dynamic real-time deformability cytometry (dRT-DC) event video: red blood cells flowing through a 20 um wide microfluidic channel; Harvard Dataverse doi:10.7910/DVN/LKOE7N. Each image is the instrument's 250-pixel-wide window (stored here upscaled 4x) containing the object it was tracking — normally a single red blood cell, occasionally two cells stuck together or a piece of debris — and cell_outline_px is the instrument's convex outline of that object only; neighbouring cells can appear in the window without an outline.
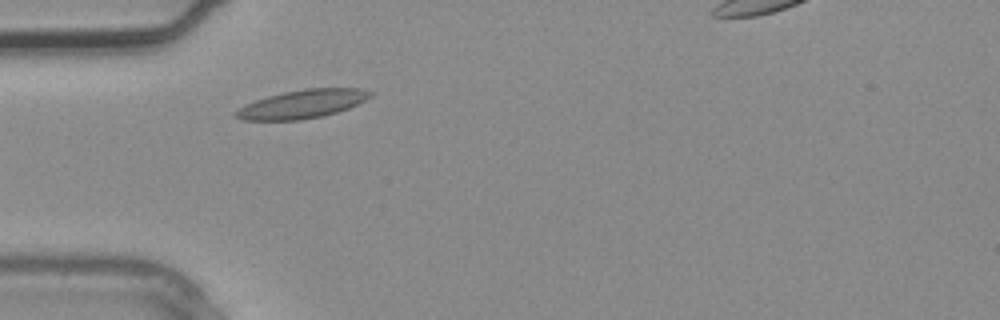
{"species": "common noctule bat (a hibernating species)", "species_latin": "Nyctalus noctula", "temperature_condition": "warm", "stored_images_in_passage": 2, "segment_of_instrument_passage": [1, 2], "camera_frame_rate_fps": 3000, "um_per_image_px": 0.085, "animal": {"sex": "male", "body_mass_g": 20.4}, "frame": {"image": 1, "passage_image": 1, "time_ms": 0.0, "image_size_px": [1000, 320], "cell_outline_px": [[372, 96], [348, 108], [336, 112], [320, 116], [300, 120], [244, 120], [236, 116], [232, 112], [256, 100], [268, 96], [284, 92], [304, 88], [360, 88], [372, 92]], "centroid_in_image_um": [25.7, 8.83], "position_along_channel_um": 59.3, "area_um2": 21.96}}